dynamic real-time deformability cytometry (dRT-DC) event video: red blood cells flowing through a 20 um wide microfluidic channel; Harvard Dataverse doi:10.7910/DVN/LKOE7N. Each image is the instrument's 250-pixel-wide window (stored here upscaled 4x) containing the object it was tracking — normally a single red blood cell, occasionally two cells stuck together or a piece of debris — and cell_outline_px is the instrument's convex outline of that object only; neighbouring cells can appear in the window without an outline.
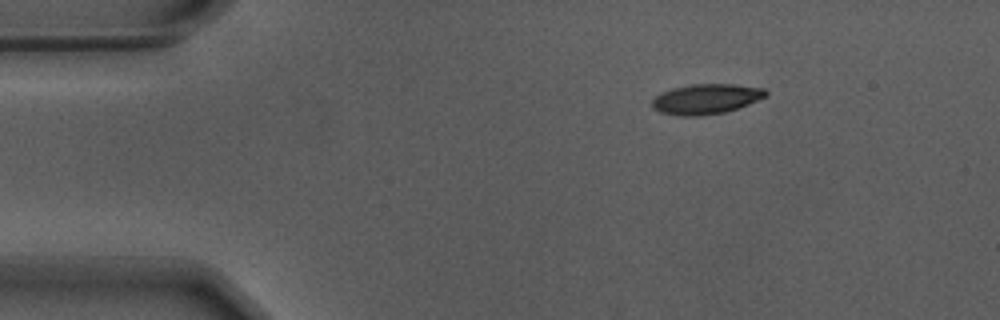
{"species": "Egyptian fruit bat (a non-hibernating species)", "species_latin": "Rousettus aegyptiacus", "temperature_condition": "warm", "stored_images_in_passage": 48, "camera_frame_rate_fps": 3000, "um_per_image_px": 0.085, "animal": {"sex": "male"}, "frame": {"image": 1, "passage_image": 1, "time_ms": 0.0, "image_size_px": [1000, 320], "cell_outline_px": [[768, 92], [764, 96], [748, 104], [724, 112], [700, 116], [684, 116], [660, 112], [652, 108], [652, 100], [660, 92], [672, 88], [692, 84], [732, 84], [764, 88]], "centroid_in_image_um": [59.97, 8.41], "position_along_channel_um": 25.0, "area_um2": 19.77}}
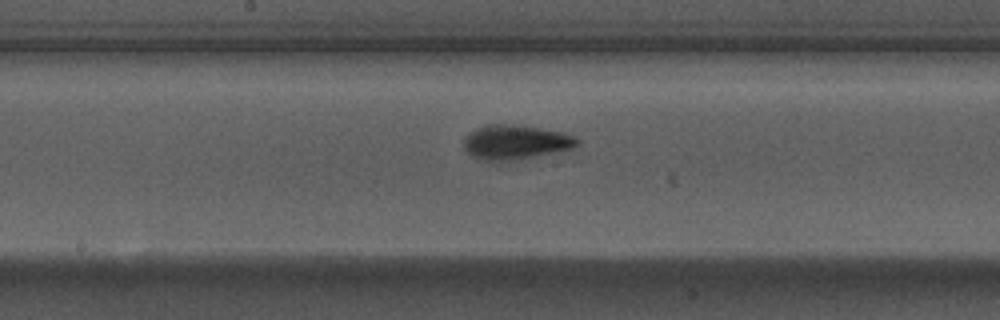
{"frame": {"image": 2, "passage_image": 21, "time_ms": 6.667, "image_size_px": [1000, 320], "cell_outline_px": [[580, 144], [572, 148], [528, 156], [488, 160], [476, 156], [468, 152], [464, 148], [464, 136], [476, 128], [484, 124], [512, 124], [540, 128], [564, 132], [580, 140]], "centroid_in_image_um": [43.81, 12.01], "position_along_channel_um": 204.4, "area_um2": 21.79}}
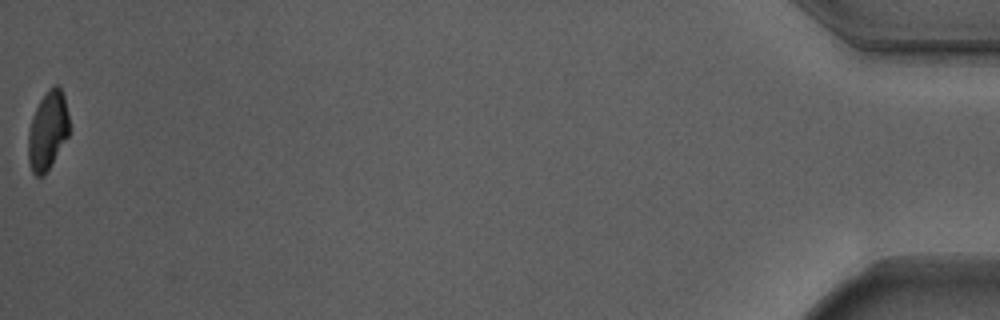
{"frame": {"image": 3, "passage_image": 48, "time_ms": 15.667, "image_size_px": [1000, 320], "cell_outline_px": [[68, 136], [48, 168], [40, 176], [36, 176], [32, 172], [28, 160], [28, 132], [32, 116], [40, 100], [48, 88], [56, 84], [60, 88], [64, 96], [68, 112]], "centroid_in_image_um": [4.04, 11.06], "position_along_channel_um": 431.2, "area_um2": 18.44}, "authors_computed_cell_mechanics": {"area_um2": 20.5479, "velocity_mm_per_s": 3.6976, "shape_relaxation_time_tau1_ms": 2.8391, "shape_relaxation_time_tau2_ms": 1.2525, "deformation_change_tau1": 0.1737, "deformation_change_tau2": 0.0745}}